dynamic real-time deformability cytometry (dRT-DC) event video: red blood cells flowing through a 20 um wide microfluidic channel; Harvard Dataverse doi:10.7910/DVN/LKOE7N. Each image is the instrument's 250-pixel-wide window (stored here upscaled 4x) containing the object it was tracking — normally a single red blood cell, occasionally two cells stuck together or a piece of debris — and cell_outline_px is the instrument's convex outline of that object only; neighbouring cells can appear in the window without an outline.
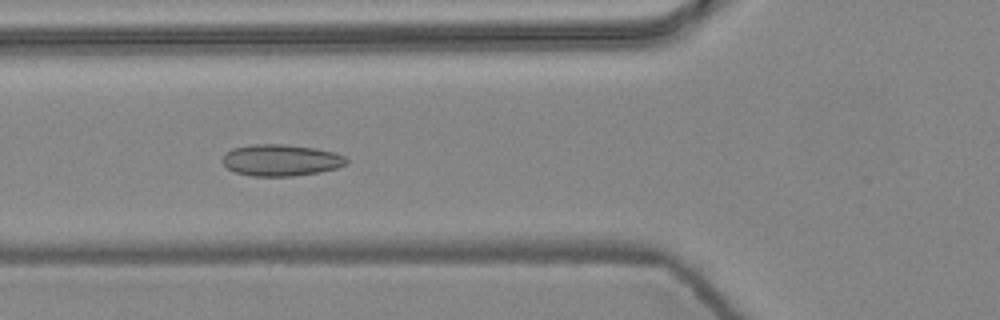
{"species": "common noctule bat (a hibernating species)", "species_latin": "Nyctalus noctula", "temperature_condition": "warm", "stored_images_in_passage": 7, "camera_frame_rate_fps": 3000, "um_per_image_px": 0.085, "animal": {"sex": "female", "body_mass_g": 24.6, "forearm_length_mm": 56.2}, "frame": {"image": 1, "passage_image": 6, "time_ms": 1.667, "image_size_px": [1000, 320], "cell_outline_px": [[348, 164], [336, 168], [320, 172], [292, 176], [252, 176], [236, 172], [228, 168], [224, 164], [224, 156], [232, 148], [252, 144], [284, 144], [316, 148], [336, 152], [344, 156], [348, 160]], "centroid_in_image_um": [23.93, 13.61], "position_along_channel_um": 101.9, "area_um2": 22.77}}
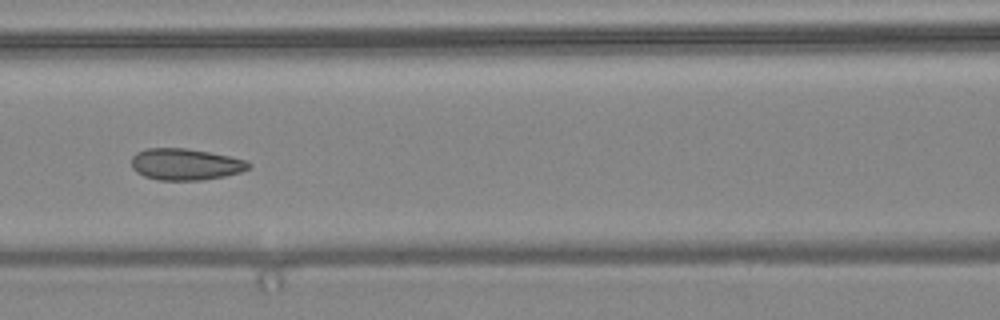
{"frame": {"image": 2, "passage_image": 7, "time_ms": 2.0, "image_size_px": [1000, 320], "cell_outline_px": [[252, 164], [248, 168], [240, 172], [224, 176], [200, 180], [160, 180], [144, 176], [136, 172], [132, 168], [132, 156], [136, 152], [148, 148], [188, 148], [248, 160]], "centroid_in_image_um": [15.75, 13.96], "position_along_channel_um": 150.8, "area_um2": 21.5}}